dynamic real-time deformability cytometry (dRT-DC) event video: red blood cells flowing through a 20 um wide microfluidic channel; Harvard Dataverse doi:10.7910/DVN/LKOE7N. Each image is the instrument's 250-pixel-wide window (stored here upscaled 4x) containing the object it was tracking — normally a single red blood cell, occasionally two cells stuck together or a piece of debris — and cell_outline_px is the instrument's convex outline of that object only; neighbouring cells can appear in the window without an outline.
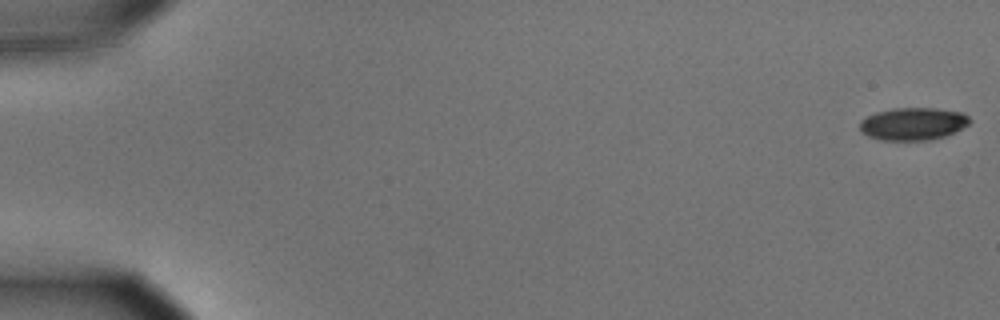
{"species": "common noctule bat (a hibernating species)", "species_latin": "Nyctalus noctula", "temperature_condition": "cold", "stored_images_in_passage": 56, "camera_frame_rate_fps": 3000, "um_per_image_px": 0.085, "animal": {"sex": "male", "body_mass_g": 15.6}, "frame": {"image": 1, "passage_image": 1, "time_ms": 0.0, "image_size_px": [1000, 320], "cell_outline_px": [[972, 120], [968, 124], [944, 136], [928, 140], [880, 140], [868, 136], [860, 132], [860, 120], [876, 112], [892, 108], [936, 108], [964, 112]], "centroid_in_image_um": [77.59, 10.51], "position_along_channel_um": 7.4, "area_um2": 20.87}}
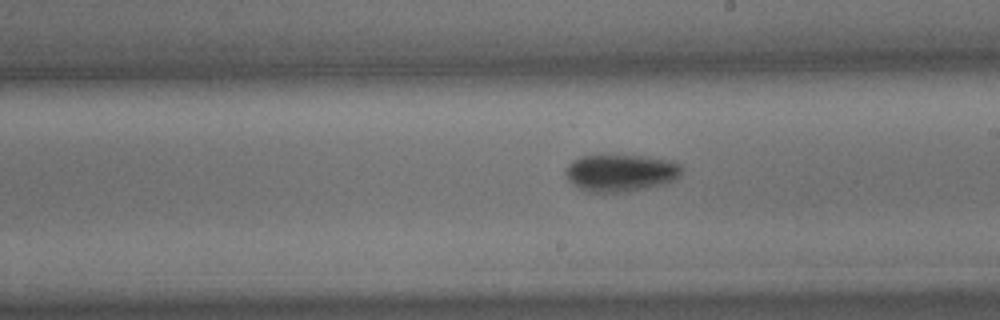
{"frame": {"image": 2, "passage_image": 33, "time_ms": 10.667, "image_size_px": [1000, 320], "cell_outline_px": [[684, 168], [680, 176], [676, 180], [664, 184], [644, 188], [620, 192], [588, 192], [580, 188], [568, 180], [564, 172], [568, 164], [572, 160], [580, 156], [648, 156], [672, 160], [680, 164]], "centroid_in_image_um": [52.79, 14.68], "position_along_channel_um": 236.2, "area_um2": 25.26}}
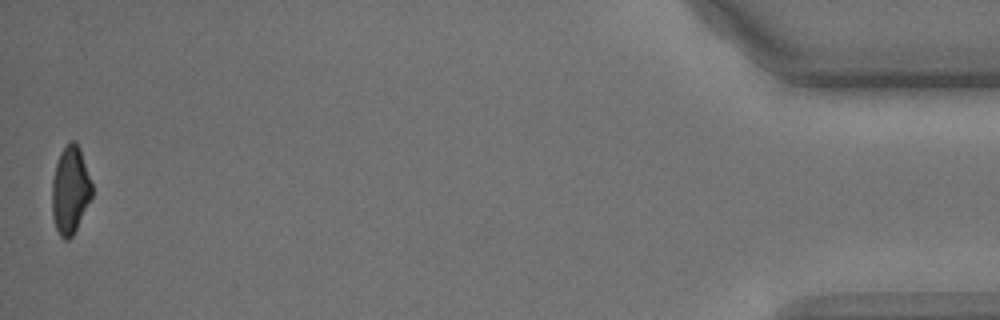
{"frame": {"image": 3, "passage_image": 56, "time_ms": 18.333, "image_size_px": [1000, 320], "cell_outline_px": [[92, 196], [72, 236], [68, 240], [64, 240], [60, 236], [56, 228], [52, 216], [52, 180], [56, 164], [60, 152], [72, 140], [76, 140], [80, 148], [92, 184]], "centroid_in_image_um": [5.96, 16.15], "position_along_channel_um": 429.2, "area_um2": 20.23}, "authors_computed_cell_mechanics": {"area_um2": 22.8021, "velocity_mm_per_s": 3.6211, "shape_relaxation_time_tau1_ms": 3.0276, "shape_relaxation_time_tau2_ms": null, "deformation_change_tau1": 0.1279, "deformation_change_tau2": null}}